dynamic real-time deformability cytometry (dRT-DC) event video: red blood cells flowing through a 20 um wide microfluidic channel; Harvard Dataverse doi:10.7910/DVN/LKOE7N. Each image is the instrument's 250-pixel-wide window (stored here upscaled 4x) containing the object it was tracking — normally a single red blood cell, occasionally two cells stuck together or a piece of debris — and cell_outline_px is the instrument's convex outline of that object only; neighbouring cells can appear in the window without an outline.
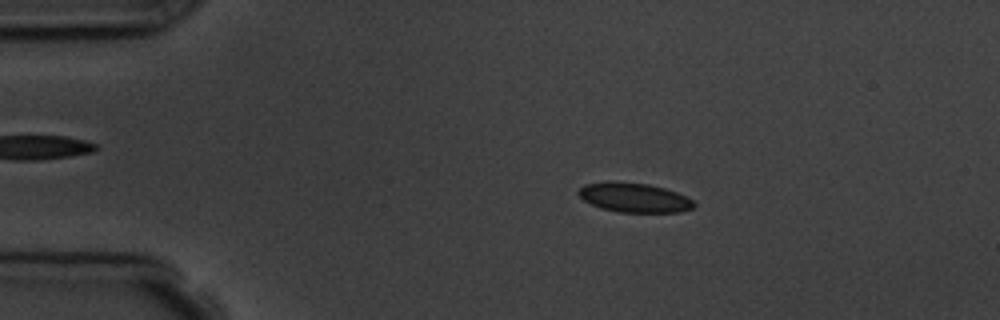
{"species": "common noctule bat (a hibernating species)", "species_latin": "Nyctalus noctula", "temperature_condition": "room temperature", "stored_images_in_passage": 4, "camera_frame_rate_fps": 3000, "um_per_image_px": 0.085, "animal": {"sex": "male", "body_mass_g": 19.5, "forearm_length_mm": 54.6}, "frame": {"image": 1, "passage_image": 2, "time_ms": 1.333, "image_size_px": [1000, 320], "cell_outline_px": [[696, 204], [692, 208], [680, 212], [616, 212], [600, 208], [584, 200], [576, 192], [584, 184], [604, 180], [608, 180], [648, 184], [664, 188], [676, 192], [692, 200]], "centroid_in_image_um": [53.85, 16.78], "position_along_channel_um": 31.1, "area_um2": 19.94}}
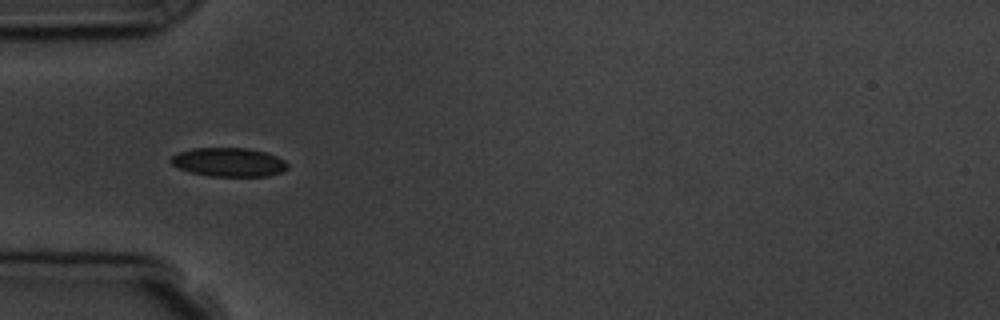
{"frame": {"image": 2, "passage_image": 4, "time_ms": 3.667, "image_size_px": [1000, 320], "cell_outline_px": [[288, 168], [284, 172], [268, 176], [208, 176], [192, 172], [180, 168], [172, 164], [168, 160], [176, 152], [192, 148], [248, 148], [264, 152], [276, 156], [284, 160], [288, 164]], "centroid_in_image_um": [19.45, 13.78], "position_along_channel_um": 65.6, "area_um2": 19.71}}